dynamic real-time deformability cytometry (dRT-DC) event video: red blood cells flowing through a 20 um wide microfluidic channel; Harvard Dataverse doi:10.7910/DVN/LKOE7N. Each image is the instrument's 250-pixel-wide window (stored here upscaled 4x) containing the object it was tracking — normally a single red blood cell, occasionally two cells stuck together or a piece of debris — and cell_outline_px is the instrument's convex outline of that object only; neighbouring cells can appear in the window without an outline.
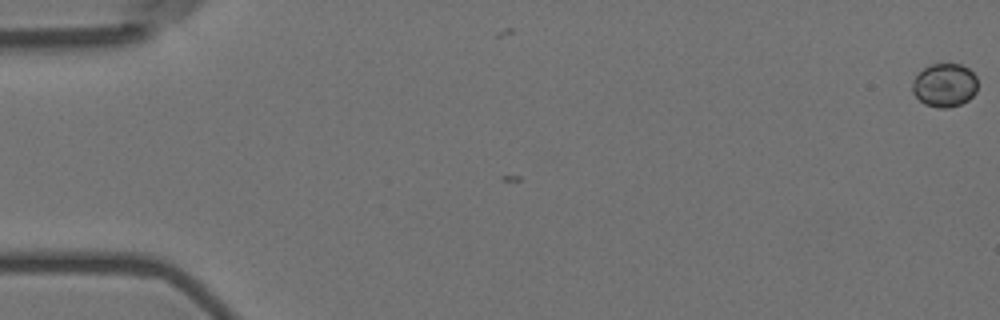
{"species": "Egyptian fruit bat (a non-hibernating species)", "species_latin": "Rousettus aegyptiacus", "temperature_condition": "room temperature", "stored_images_in_passage": 2, "camera_frame_rate_fps": 3000, "um_per_image_px": 0.085, "animal": {"sex": "female"}, "frame": {"image": 1, "passage_image": 2, "time_ms": 0.333, "image_size_px": [1000, 320], "cell_outline_px": [[976, 92], [968, 100], [960, 104], [948, 108], [940, 108], [924, 104], [912, 92], [912, 80], [924, 68], [932, 64], [960, 64], [968, 68], [976, 76]], "centroid_in_image_um": [80.28, 7.24], "position_along_channel_um": 4.7, "area_um2": 16.47}}